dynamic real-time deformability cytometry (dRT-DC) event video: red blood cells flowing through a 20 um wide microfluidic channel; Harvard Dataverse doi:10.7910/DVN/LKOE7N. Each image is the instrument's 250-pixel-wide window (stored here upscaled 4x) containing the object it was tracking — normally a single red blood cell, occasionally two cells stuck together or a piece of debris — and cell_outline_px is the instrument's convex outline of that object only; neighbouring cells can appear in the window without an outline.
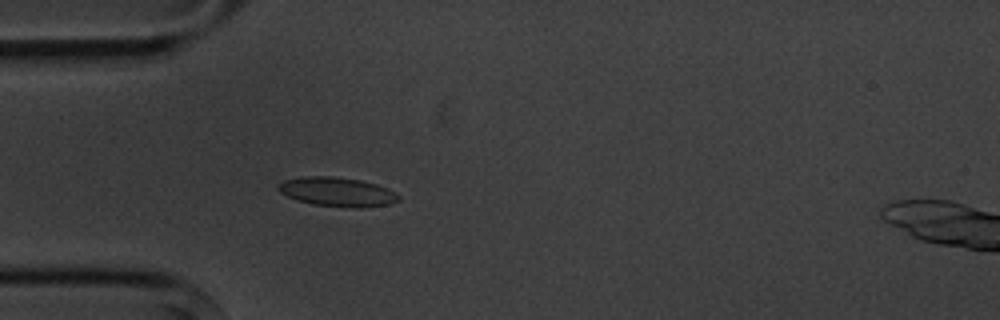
{"species": "common noctule bat (a hibernating species)", "species_latin": "Nyctalus noctula", "temperature_condition": "cold", "stored_images_in_passage": 4, "camera_frame_rate_fps": 3000, "um_per_image_px": 0.085, "animal": {"sex": "male", "body_mass_g": 20.1, "forearm_length_mm": 53.5}, "frame": {"image": 1, "passage_image": 4, "time_ms": 4.333, "image_size_px": [1000, 320], "cell_outline_px": [[400, 200], [388, 204], [360, 208], [312, 204], [288, 196], [280, 192], [276, 188], [284, 180], [300, 176], [332, 176], [360, 180], [376, 184], [388, 188], [396, 192], [400, 196]], "centroid_in_image_um": [28.69, 16.3], "position_along_channel_um": 56.3, "area_um2": 20.35}}